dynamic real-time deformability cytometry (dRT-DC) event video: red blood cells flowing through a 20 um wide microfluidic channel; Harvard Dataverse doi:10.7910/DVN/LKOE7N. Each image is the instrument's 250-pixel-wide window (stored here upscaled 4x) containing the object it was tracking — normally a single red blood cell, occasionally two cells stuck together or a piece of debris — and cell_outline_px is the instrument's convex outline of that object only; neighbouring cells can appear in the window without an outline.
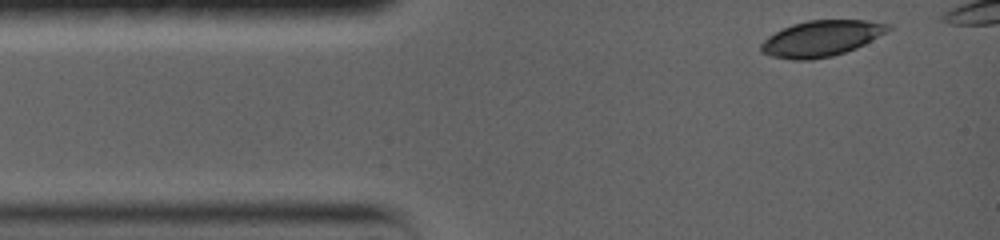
{"species": "common noctule bat (a hibernating species)", "species_latin": "Nyctalus noctula", "temperature_condition": "warm", "stored_images_in_passage": 26, "camera_frame_rate_fps": 5000, "um_per_image_px": 0.085, "animal": {"sex": "female", "body_mass_g": 19.0, "forearm_length_mm": 56.7}, "frame": {"image": 1, "passage_image": 1, "time_ms": 0.0, "image_size_px": [1000, 240], "cell_outline_px": [[892, 28], [864, 44], [856, 48], [832, 56], [812, 60], [792, 60], [772, 56], [760, 52], [760, 44], [768, 36], [792, 24], [808, 20], [864, 20], [892, 24]], "centroid_in_image_um": [69.79, 3.27], "position_along_channel_um": 15.2, "area_um2": 26.47}}
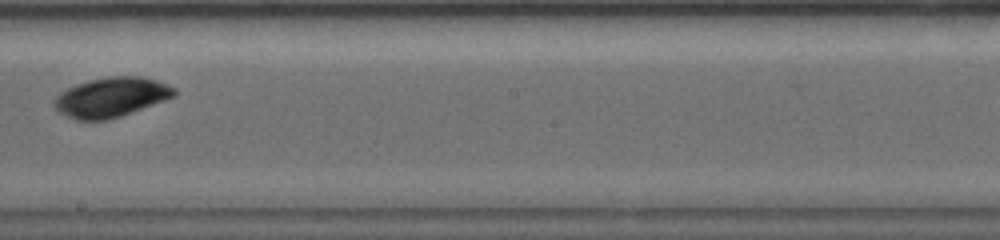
{"frame": {"image": 2, "passage_image": 15, "time_ms": 7.4, "image_size_px": [1000, 240], "cell_outline_px": [[176, 92], [172, 96], [164, 100], [120, 116], [104, 120], [80, 120], [68, 116], [60, 112], [52, 104], [52, 100], [60, 92], [76, 84], [88, 80], [108, 76], [140, 76], [156, 80], [168, 84], [176, 88]], "centroid_in_image_um": [9.42, 8.24], "position_along_channel_um": 238.8, "area_um2": 27.46}}
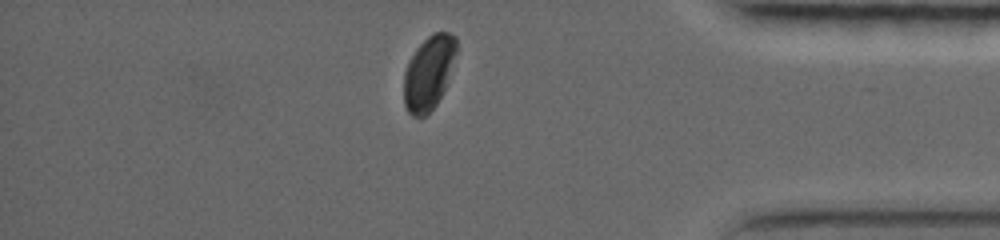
{"frame": {"image": 3, "passage_image": 25, "time_ms": 12.4, "image_size_px": [1000, 240], "cell_outline_px": [[456, 52], [444, 88], [436, 104], [424, 116], [416, 116], [408, 112], [404, 104], [404, 72], [408, 60], [416, 48], [432, 32], [448, 32], [456, 36]], "centroid_in_image_um": [36.41, 6.14], "position_along_channel_um": 398.8, "area_um2": 22.25}}